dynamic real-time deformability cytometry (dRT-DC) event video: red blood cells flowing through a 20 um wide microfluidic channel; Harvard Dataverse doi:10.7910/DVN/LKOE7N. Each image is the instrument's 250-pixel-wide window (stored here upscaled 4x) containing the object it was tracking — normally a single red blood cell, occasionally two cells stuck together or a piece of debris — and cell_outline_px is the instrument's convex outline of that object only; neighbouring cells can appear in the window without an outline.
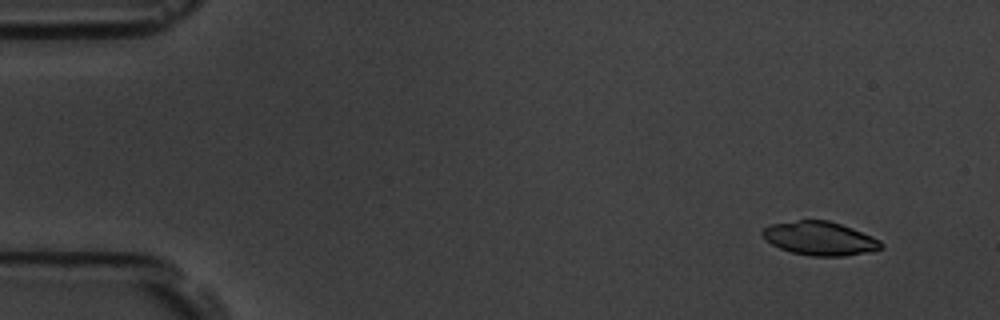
{"species": "common noctule bat (a hibernating species)", "species_latin": "Nyctalus noctula", "temperature_condition": "room temperature", "stored_images_in_passage": 7, "camera_frame_rate_fps": 3000, "um_per_image_px": 0.085, "animal": {"sex": "male", "body_mass_g": 19.5, "forearm_length_mm": 54.6}, "frame": {"image": 1, "passage_image": 1, "time_ms": 0.0, "image_size_px": [1000, 320], "cell_outline_px": [[884, 248], [872, 252], [844, 256], [812, 256], [792, 252], [780, 248], [772, 244], [760, 232], [764, 228], [772, 224], [800, 220], [828, 220], [852, 228], [872, 236], [880, 240], [884, 244]], "centroid_in_image_um": [69.75, 20.28], "position_along_channel_um": 15.3, "area_um2": 23.24}}
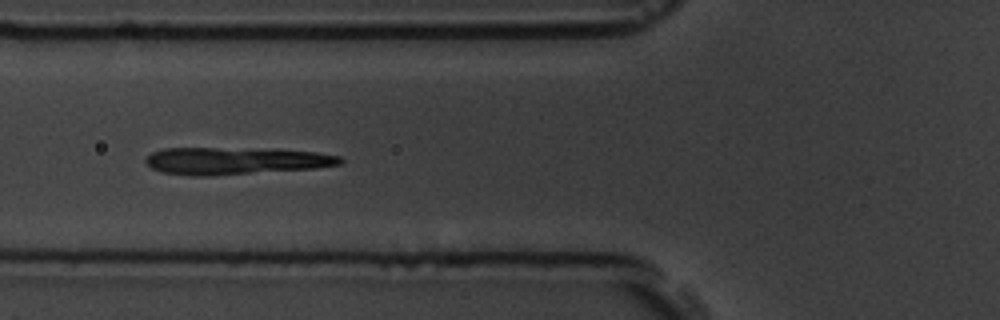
{"frame": {"image": 2, "passage_image": 6, "time_ms": 5.667, "image_size_px": [1000, 320], "cell_outline_px": [[344, 160], [340, 164], [316, 168], [212, 176], [192, 176], [164, 172], [152, 168], [144, 160], [152, 152], [164, 148], [216, 148], [316, 152], [340, 156]], "centroid_in_image_um": [19.98, 13.69], "position_along_channel_um": 105.8, "area_um2": 30.29}}
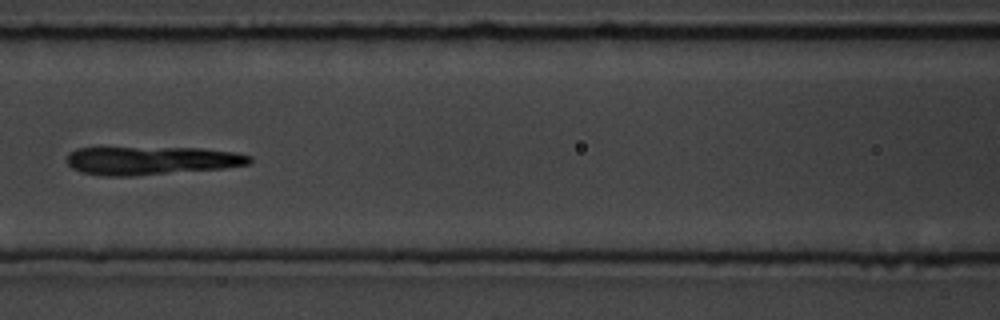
{"frame": {"image": 3, "passage_image": 7, "time_ms": 7.0, "image_size_px": [1000, 320], "cell_outline_px": [[252, 160], [248, 164], [224, 168], [132, 176], [104, 176], [80, 172], [72, 168], [68, 164], [68, 152], [76, 148], [200, 148], [236, 152], [252, 156]], "centroid_in_image_um": [12.87, 13.65], "position_along_channel_um": 153.7, "area_um2": 30.11}}